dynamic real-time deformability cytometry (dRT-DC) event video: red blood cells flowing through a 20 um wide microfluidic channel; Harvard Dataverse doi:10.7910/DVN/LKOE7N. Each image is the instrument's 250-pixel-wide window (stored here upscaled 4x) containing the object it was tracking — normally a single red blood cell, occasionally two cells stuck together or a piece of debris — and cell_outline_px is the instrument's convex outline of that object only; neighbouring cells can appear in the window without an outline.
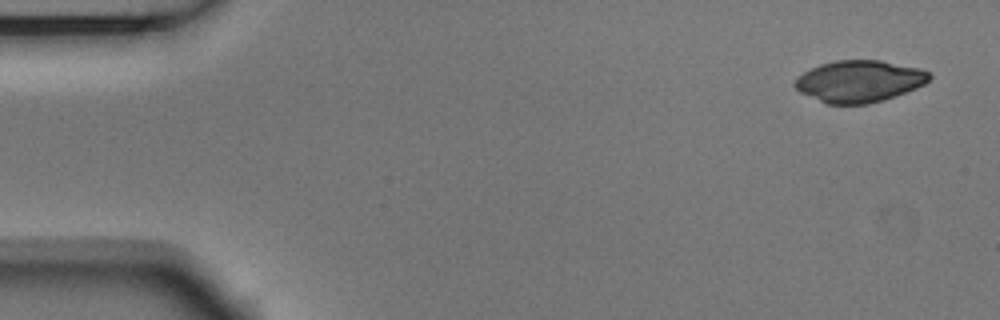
{"species": "Egyptian fruit bat (a non-hibernating species)", "species_latin": "Rousettus aegyptiacus", "temperature_condition": "room temperature", "stored_images_in_passage": 5, "segment_of_instrument_passage": [1, 2], "camera_frame_rate_fps": 3000, "um_per_image_px": 0.085, "animal": {"sex": "male"}, "frame": {"image": 1, "passage_image": 1, "time_ms": 0.0, "image_size_px": [1000, 320], "cell_outline_px": [[932, 76], [924, 84], [916, 88], [896, 96], [868, 104], [828, 104], [800, 92], [792, 84], [796, 76], [820, 64], [836, 60], [880, 60], [920, 68], [928, 72]], "centroid_in_image_um": [73.02, 6.9], "position_along_channel_um": 12.0, "area_um2": 32.71}}